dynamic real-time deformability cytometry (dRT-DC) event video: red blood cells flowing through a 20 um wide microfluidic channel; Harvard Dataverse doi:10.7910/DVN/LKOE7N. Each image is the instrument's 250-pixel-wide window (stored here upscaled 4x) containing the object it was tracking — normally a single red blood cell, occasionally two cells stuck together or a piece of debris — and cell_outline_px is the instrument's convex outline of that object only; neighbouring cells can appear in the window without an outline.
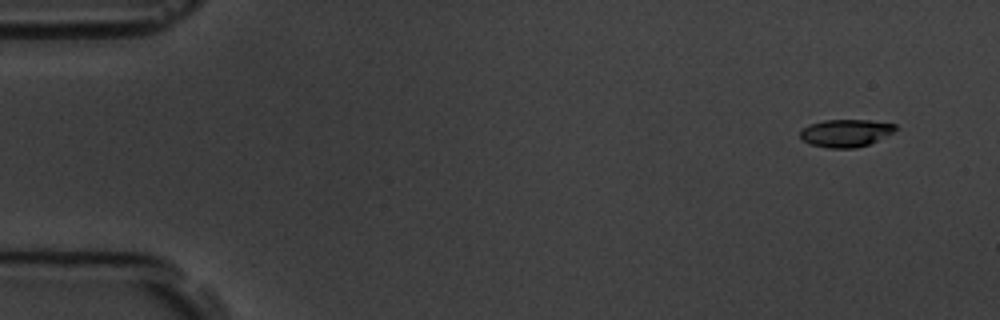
{"species": "common noctule bat (a hibernating species)", "species_latin": "Nyctalus noctula", "temperature_condition": "room temperature", "stored_images_in_passage": 55, "camera_frame_rate_fps": 3000, "um_per_image_px": 0.085, "animal": {"sex": "male", "body_mass_g": 19.5, "forearm_length_mm": 54.6}, "frame": {"image": 1, "passage_image": 1, "time_ms": 0.0, "image_size_px": [1000, 320], "cell_outline_px": [[896, 128], [892, 132], [868, 144], [856, 148], [828, 148], [812, 144], [804, 140], [800, 136], [800, 128], [808, 124], [824, 120], [868, 120], [896, 124]], "centroid_in_image_um": [71.83, 11.3], "position_along_channel_um": 13.2, "area_um2": 15.14}}
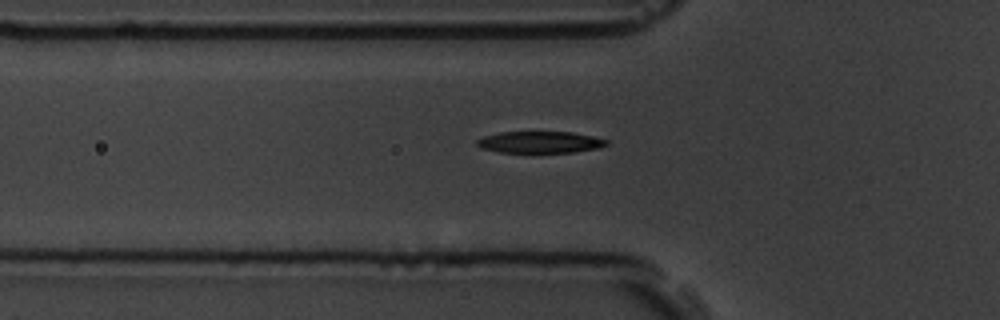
{"frame": {"image": 2, "passage_image": 17, "time_ms": 5.333, "image_size_px": [1000, 320], "cell_outline_px": [[608, 144], [600, 148], [572, 152], [500, 152], [480, 148], [476, 144], [476, 140], [484, 136], [500, 132], [572, 132], [592, 136], [608, 140]], "centroid_in_image_um": [45.89, 12.08], "position_along_channel_um": 79.9, "area_um2": 16.3}}
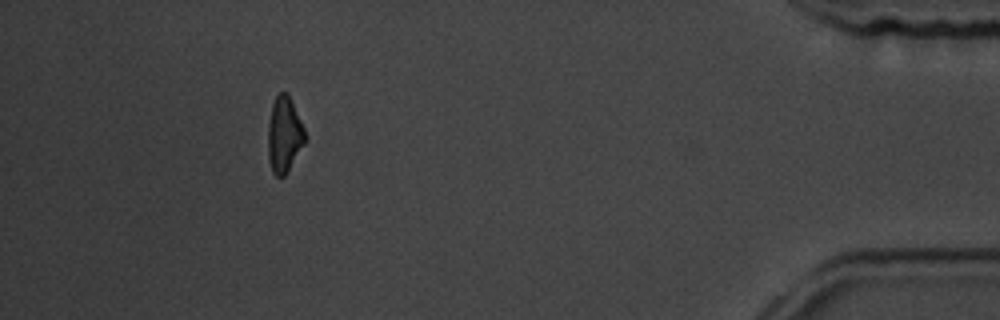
{"frame": {"image": 3, "passage_image": 50, "time_ms": 16.333, "image_size_px": [1000, 320], "cell_outline_px": [[304, 144], [284, 176], [276, 176], [272, 172], [268, 160], [268, 124], [272, 104], [276, 96], [280, 92], [288, 92], [304, 128]], "centroid_in_image_um": [24.13, 11.43], "position_along_channel_um": 411.1, "area_um2": 16.18}, "authors_computed_cell_mechanics": {"area_um2": 17.5134, "velocity_mm_per_s": 3.5464, "shape_relaxation_time_tau1_ms": 2.4649, "shape_relaxation_time_tau2_ms": 5.7129, "deformation_change_tau1": 0.167, "deformation_change_tau2": 0.142}}